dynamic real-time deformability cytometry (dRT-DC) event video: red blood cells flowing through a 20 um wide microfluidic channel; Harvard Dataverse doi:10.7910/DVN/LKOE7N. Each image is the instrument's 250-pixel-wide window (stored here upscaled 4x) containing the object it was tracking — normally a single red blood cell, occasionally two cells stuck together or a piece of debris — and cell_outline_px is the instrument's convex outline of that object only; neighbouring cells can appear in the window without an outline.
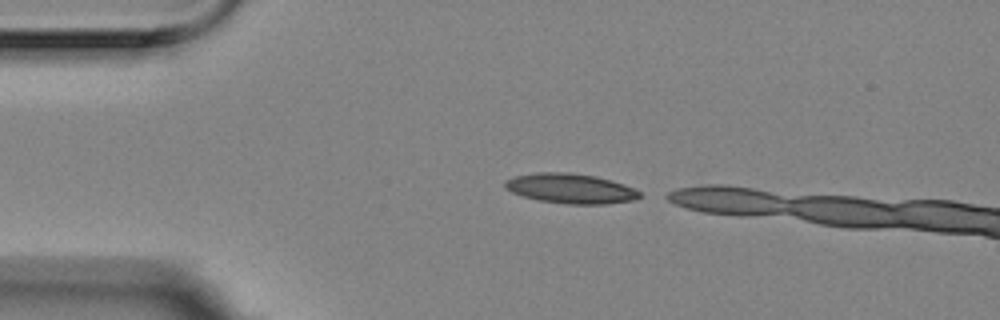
{"species": "Egyptian fruit bat (a non-hibernating species)", "species_latin": "Rousettus aegyptiacus", "temperature_condition": "room temperature", "stored_images_in_passage": 2, "camera_frame_rate_fps": 3000, "um_per_image_px": 0.085, "animal": {"sex": "female"}, "frame": {"image": 1, "passage_image": 1, "time_ms": 0.0, "image_size_px": [1000, 320], "cell_outline_px": [[644, 196], [636, 200], [604, 204], [568, 204], [536, 200], [512, 192], [504, 188], [504, 180], [516, 176], [540, 172], [568, 172], [596, 176], [624, 184], [640, 192]], "centroid_in_image_um": [48.51, 16.03], "position_along_channel_um": 36.5, "area_um2": 23.52}}